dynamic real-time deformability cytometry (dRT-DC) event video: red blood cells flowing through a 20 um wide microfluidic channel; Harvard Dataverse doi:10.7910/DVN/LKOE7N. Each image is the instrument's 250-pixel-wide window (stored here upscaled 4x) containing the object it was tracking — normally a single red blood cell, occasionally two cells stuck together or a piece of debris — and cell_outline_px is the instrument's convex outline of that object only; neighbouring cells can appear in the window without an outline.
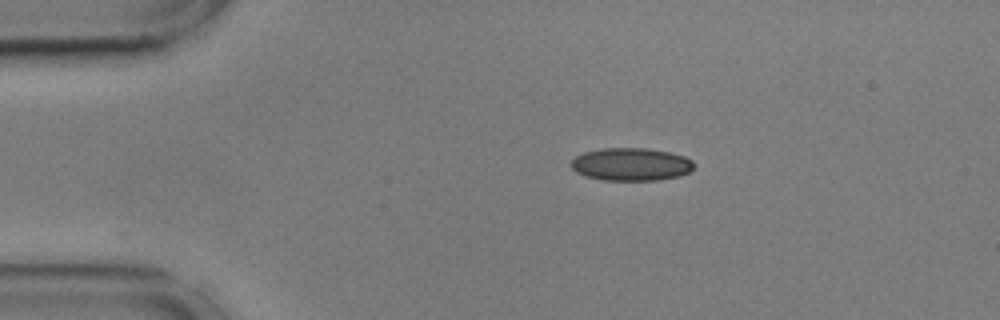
{"species": "common noctule bat (a hibernating species)", "species_latin": "Nyctalus noctula", "temperature_condition": "cold", "stored_images_in_passage": 46, "camera_frame_rate_fps": 3000, "um_per_image_px": 0.085, "animal": {"sex": "male", "body_mass_g": 17.9, "forearm_length_mm": 54.2}, "frame": {"image": 1, "passage_image": 1, "time_ms": 0.0, "image_size_px": [1000, 320], "cell_outline_px": [[696, 164], [688, 172], [680, 176], [656, 180], [604, 180], [584, 176], [576, 172], [572, 168], [572, 160], [576, 156], [584, 152], [600, 148], [648, 148], [668, 152], [684, 156], [692, 160]], "centroid_in_image_um": [53.64, 13.96], "position_along_channel_um": 31.4, "area_um2": 23.52}}
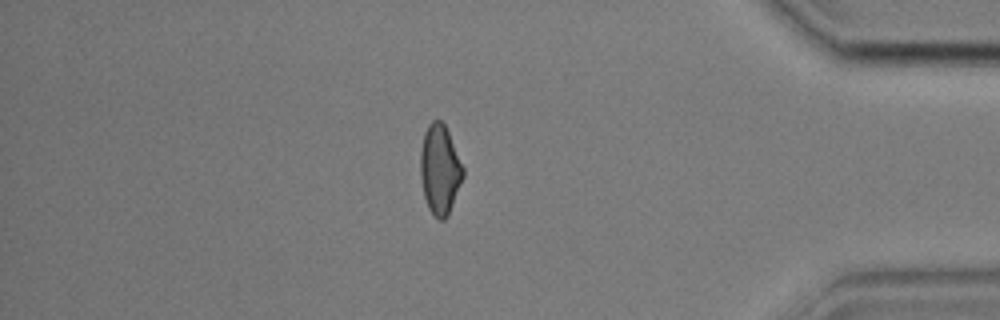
{"frame": {"image": 2, "passage_image": 38, "time_ms": 12.333, "image_size_px": [1000, 320], "cell_outline_px": [[464, 176], [448, 216], [444, 220], [440, 220], [428, 208], [424, 196], [420, 176], [420, 152], [424, 132], [428, 124], [432, 120], [440, 120], [444, 124], [448, 132], [464, 168]], "centroid_in_image_um": [37.38, 14.41], "position_along_channel_um": 397.8, "area_um2": 22.25}}
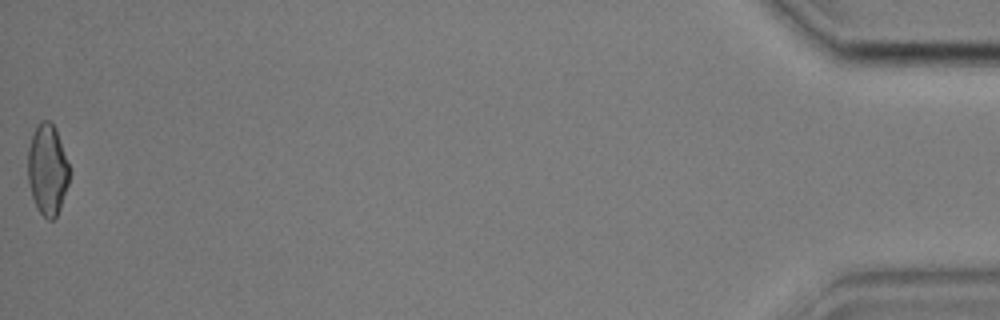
{"frame": {"image": 3, "passage_image": 46, "time_ms": 15.0, "image_size_px": [1000, 320], "cell_outline_px": [[72, 172], [60, 208], [56, 216], [52, 220], [48, 220], [36, 208], [32, 196], [28, 180], [28, 148], [36, 124], [40, 120], [48, 120], [56, 128]], "centroid_in_image_um": [4.05, 14.4], "position_along_channel_um": 431.2, "area_um2": 22.25}}